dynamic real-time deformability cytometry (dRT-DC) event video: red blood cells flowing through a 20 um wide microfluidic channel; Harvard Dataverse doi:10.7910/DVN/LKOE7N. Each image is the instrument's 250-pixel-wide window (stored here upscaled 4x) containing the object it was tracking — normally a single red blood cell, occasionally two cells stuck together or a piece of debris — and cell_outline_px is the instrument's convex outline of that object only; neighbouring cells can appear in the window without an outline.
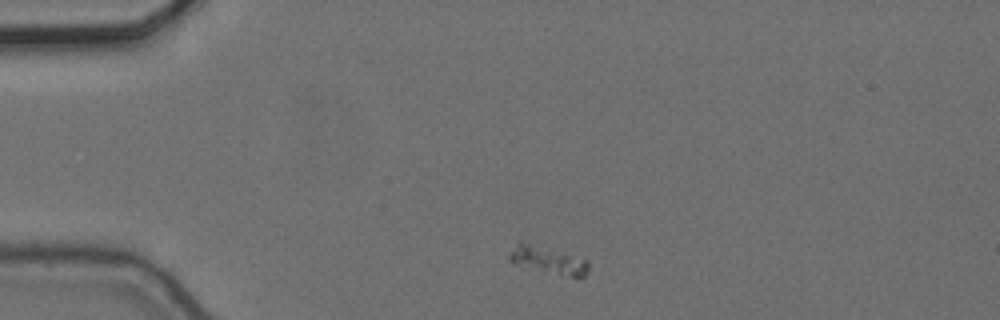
{"species": "common noctule bat (a hibernating species)", "species_latin": "Nyctalus noctula", "temperature_condition": "cold", "stored_images_in_passage": 5, "camera_frame_rate_fps": 3000, "um_per_image_px": 0.085, "animal": {"sex": "female", "body_mass_g": 24.6, "forearm_length_mm": 56.2}, "frame": {"image": 1, "passage_image": 1, "time_ms": 0.0, "image_size_px": [1000, 320], "cell_outline_px": [[588, 272], [584, 276], [572, 276], [516, 264], [508, 260], [508, 256], [520, 240], [588, 260]], "centroid_in_image_um": [46.57, 22.08], "position_along_channel_um": 38.4, "area_um2": 11.91}}
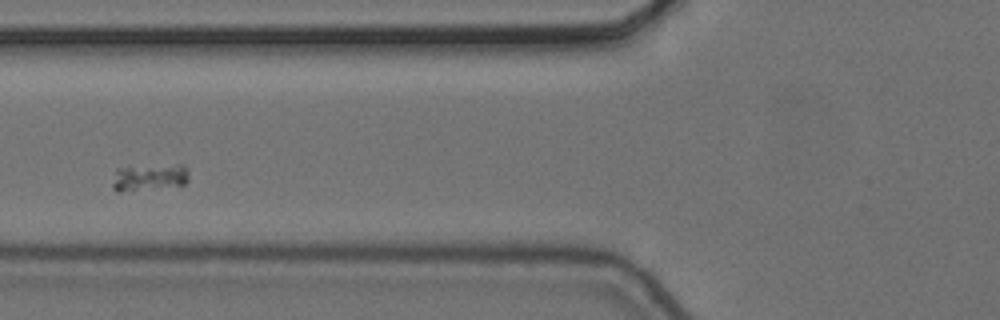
{"frame": {"image": 2, "passage_image": 4, "time_ms": 1.0, "image_size_px": [1000, 320], "cell_outline_px": [[188, 180], [184, 184], [120, 192], [116, 192], [112, 188], [112, 184], [116, 168], [128, 164], [180, 164], [188, 168]], "centroid_in_image_um": [12.63, 15.01], "position_along_channel_um": 113.2, "area_um2": 12.54}}
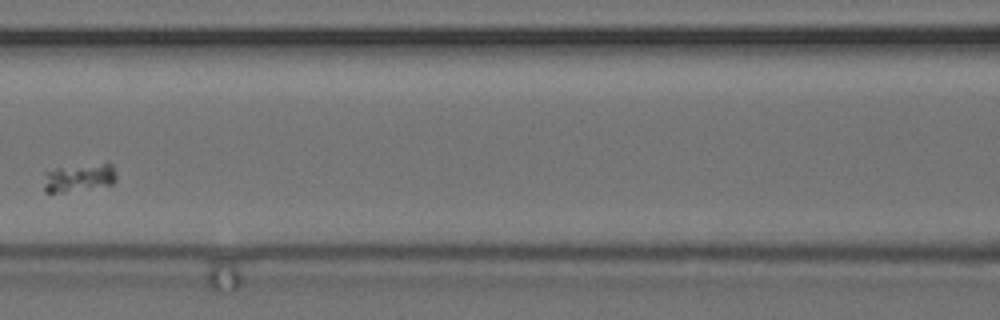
{"frame": {"image": 3, "passage_image": 5, "time_ms": 1.333, "image_size_px": [1000, 320], "cell_outline_px": [[116, 180], [112, 184], [64, 192], [44, 192], [44, 172], [56, 168], [108, 160], [112, 164], [116, 172]], "centroid_in_image_um": [6.76, 15.04], "position_along_channel_um": 159.8, "area_um2": 12.31}}